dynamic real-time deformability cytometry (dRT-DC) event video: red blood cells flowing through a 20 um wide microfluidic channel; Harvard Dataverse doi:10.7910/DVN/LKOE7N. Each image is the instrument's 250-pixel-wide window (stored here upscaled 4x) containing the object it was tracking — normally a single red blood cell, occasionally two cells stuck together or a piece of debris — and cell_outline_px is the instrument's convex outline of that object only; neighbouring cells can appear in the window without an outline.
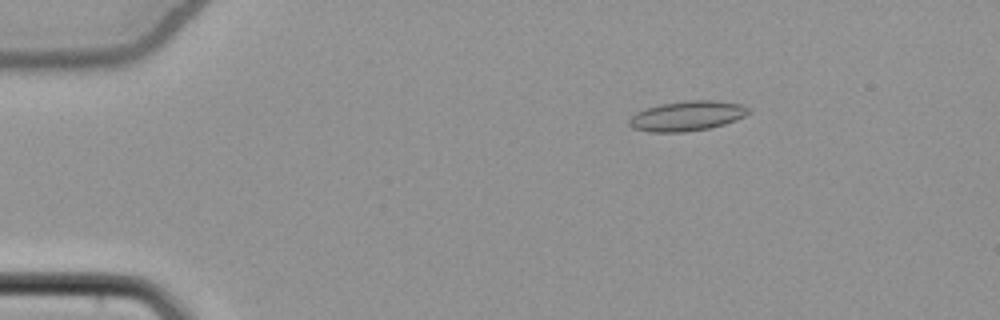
{"species": "common noctule bat (a hibernating species)", "species_latin": "Nyctalus noctula", "temperature_condition": "cold", "stored_images_in_passage": 54, "camera_frame_rate_fps": 3000, "um_per_image_px": 0.085, "animal": {"sex": "female", "body_mass_g": 22.7, "forearm_length_mm": 54.2}, "frame": {"image": 1, "passage_image": 10, "time_ms": 3.0, "image_size_px": [1000, 320], "cell_outline_px": [[752, 112], [736, 120], [724, 124], [708, 128], [684, 132], [648, 132], [632, 128], [628, 124], [628, 120], [636, 112], [644, 108], [660, 104], [688, 100], [716, 100], [744, 104], [752, 108]], "centroid_in_image_um": [58.43, 9.84], "position_along_channel_um": 26.6, "area_um2": 21.15}}
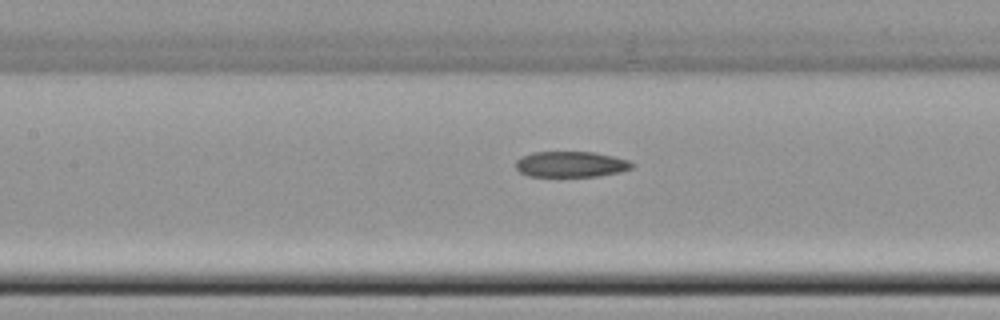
{"frame": {"image": 2, "passage_image": 26, "time_ms": 8.333, "image_size_px": [1000, 320], "cell_outline_px": [[636, 164], [632, 168], [620, 172], [596, 176], [528, 176], [520, 172], [516, 168], [516, 160], [520, 156], [532, 152], [592, 152], [612, 156], [628, 160]], "centroid_in_image_um": [48.51, 13.96], "position_along_channel_um": 158.9, "area_um2": 17.46}}
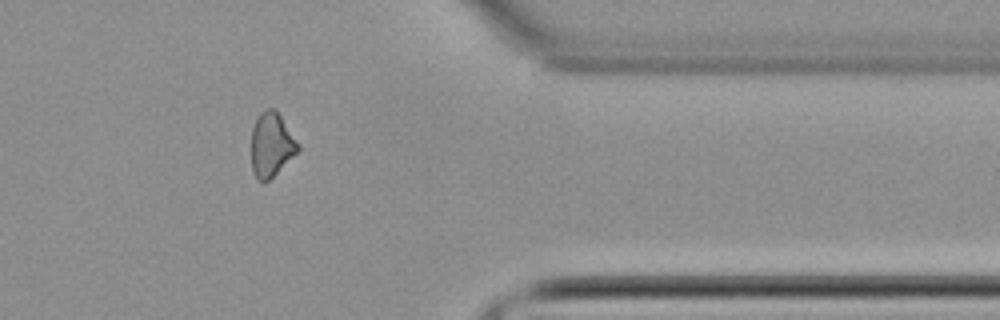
{"frame": {"image": 3, "passage_image": 45, "time_ms": 14.667, "image_size_px": [1000, 320], "cell_outline_px": [[300, 152], [264, 184], [260, 184], [256, 180], [252, 172], [252, 128], [260, 112], [268, 108], [276, 108], [300, 144]], "centroid_in_image_um": [23.09, 12.33], "position_along_channel_um": 388.3, "area_um2": 17.98}, "authors_computed_cell_mechanics": {"area_um2": 18.5538, "velocity_mm_per_s": 3.8788, "shape_relaxation_time_tau1_ms": null, "shape_relaxation_time_tau2_ms": 3.7282, "deformation_change_tau1": null, "deformation_change_tau2": 0.108}}